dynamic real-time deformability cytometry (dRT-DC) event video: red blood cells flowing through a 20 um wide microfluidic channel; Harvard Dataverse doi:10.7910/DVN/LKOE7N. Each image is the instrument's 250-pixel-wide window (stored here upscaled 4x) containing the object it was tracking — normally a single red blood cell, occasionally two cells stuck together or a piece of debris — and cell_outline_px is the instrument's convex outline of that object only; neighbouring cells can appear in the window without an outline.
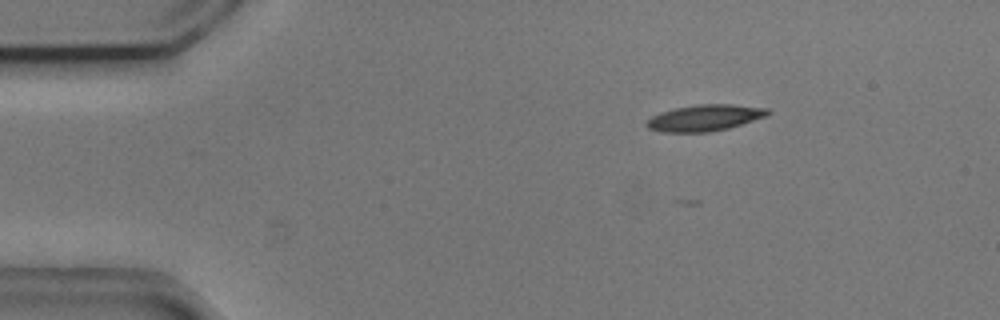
{"species": "common noctule bat (a hibernating species)", "species_latin": "Nyctalus noctula", "temperature_condition": "cold", "stored_images_in_passage": 49, "camera_frame_rate_fps": 3000, "um_per_image_px": 0.085, "animal": {"sex": "male", "body_mass_g": 20.5, "forearm_length_mm": 52.5}, "frame": {"image": 1, "passage_image": 4, "time_ms": 1.0, "image_size_px": [1000, 320], "cell_outline_px": [[772, 112], [768, 116], [728, 128], [708, 132], [664, 132], [648, 128], [644, 124], [652, 116], [660, 112], [676, 108], [696, 104], [732, 104], [768, 108]], "centroid_in_image_um": [59.93, 10.01], "position_along_channel_um": 25.1, "area_um2": 18.61}}
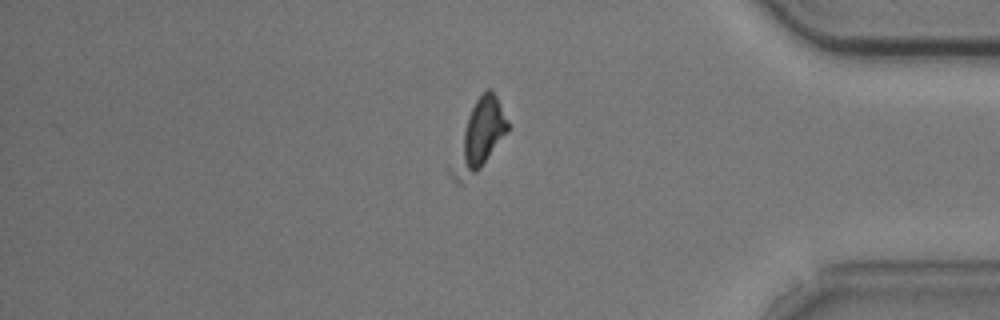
{"frame": {"image": 2, "passage_image": 41, "time_ms": 13.333, "image_size_px": [1000, 320], "cell_outline_px": [[508, 132], [480, 168], [476, 172], [460, 184], [456, 184], [452, 180], [448, 172], [448, 168], [468, 116], [476, 100], [488, 88], [496, 96], [508, 120]], "centroid_in_image_um": [40.68, 11.66], "position_along_channel_um": 394.5, "area_um2": 21.91}}
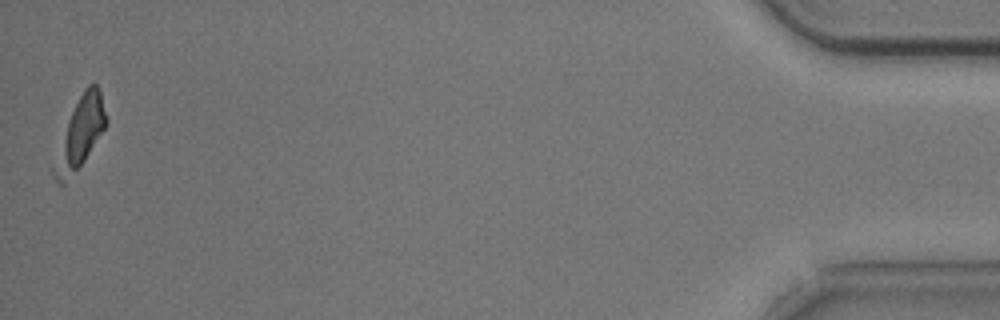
{"frame": {"image": 3, "passage_image": 49, "time_ms": 16.0, "image_size_px": [1000, 320], "cell_outline_px": [[108, 120], [104, 128], [84, 160], [64, 184], [60, 184], [56, 180], [48, 168], [68, 120], [84, 88], [88, 84], [96, 84], [100, 92]], "centroid_in_image_um": [6.74, 11.39], "position_along_channel_um": 428.5, "area_um2": 21.04}}